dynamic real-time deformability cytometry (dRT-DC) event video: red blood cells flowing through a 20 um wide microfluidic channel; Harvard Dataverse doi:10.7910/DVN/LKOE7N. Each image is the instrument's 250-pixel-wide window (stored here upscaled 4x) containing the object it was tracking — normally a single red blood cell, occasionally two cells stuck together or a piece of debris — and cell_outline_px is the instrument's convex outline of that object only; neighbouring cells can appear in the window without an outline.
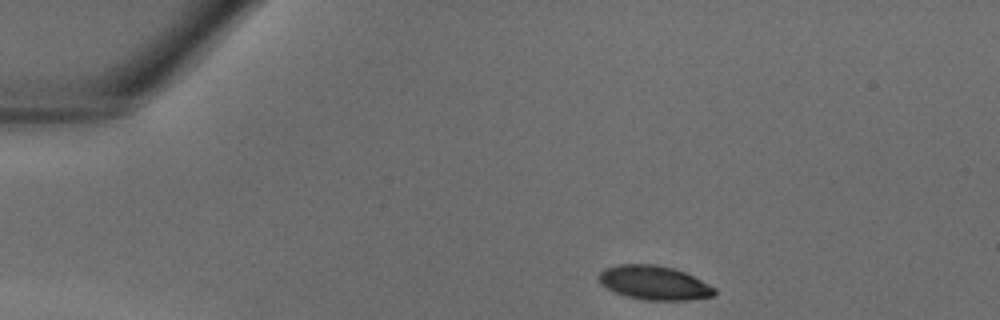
{"species": "common noctule bat (a hibernating species)", "species_latin": "Nyctalus noctula", "temperature_condition": "warm", "stored_images_in_passage": 33, "camera_frame_rate_fps": 3000, "um_per_image_px": 0.085, "animal": {"sex": "male", "body_mass_g": 18.8}, "frame": {"image": 1, "passage_image": 1, "time_ms": 0.0, "image_size_px": [1000, 320], "cell_outline_px": [[716, 292], [712, 296], [688, 300], [648, 300], [628, 296], [616, 292], [600, 284], [596, 276], [604, 268], [620, 264], [656, 264], [672, 268], [684, 272], [716, 288]], "centroid_in_image_um": [55.57, 24.02], "position_along_channel_um": 29.4, "area_um2": 22.77}}
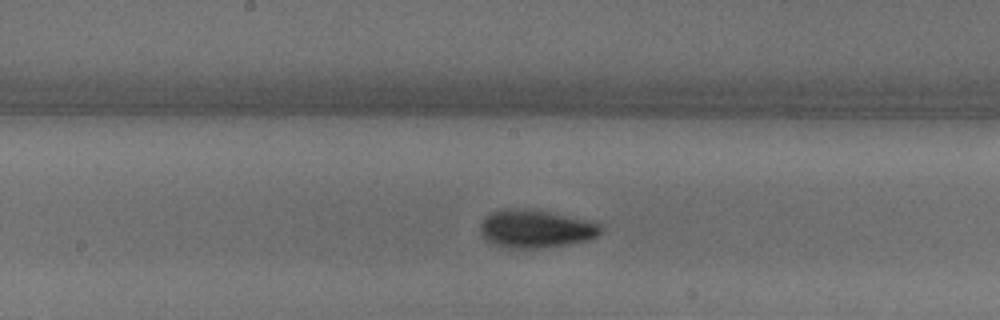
{"frame": {"image": 2, "passage_image": 15, "time_ms": 4.667, "image_size_px": [1000, 320], "cell_outline_px": [[600, 232], [596, 236], [588, 240], [568, 244], [536, 248], [504, 248], [492, 244], [484, 240], [480, 232], [480, 224], [484, 216], [488, 212], [504, 208], [524, 208], [552, 212], [596, 220], [600, 224]], "centroid_in_image_um": [45.5, 19.42], "position_along_channel_um": 202.7, "area_um2": 27.4}}
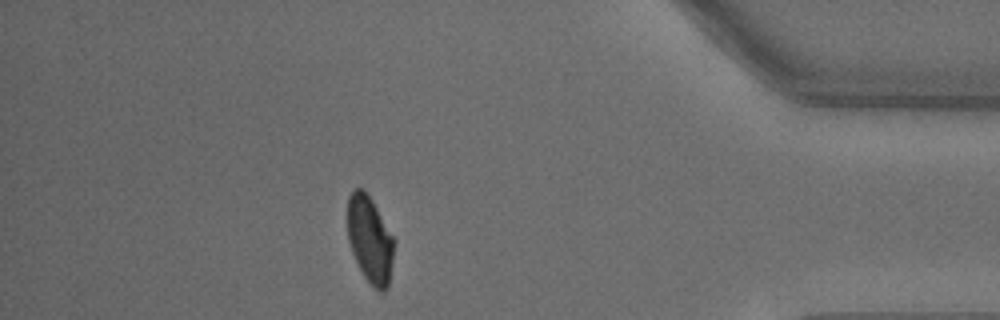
{"frame": {"image": 3, "passage_image": 29, "time_ms": 9.333, "image_size_px": [1000, 320], "cell_outline_px": [[396, 244], [388, 288], [384, 292], [380, 292], [364, 276], [352, 252], [348, 240], [348, 196], [356, 188], [364, 188], [372, 200], [396, 240]], "centroid_in_image_um": [31.48, 20.36], "position_along_channel_um": 403.7, "area_um2": 23.7}}